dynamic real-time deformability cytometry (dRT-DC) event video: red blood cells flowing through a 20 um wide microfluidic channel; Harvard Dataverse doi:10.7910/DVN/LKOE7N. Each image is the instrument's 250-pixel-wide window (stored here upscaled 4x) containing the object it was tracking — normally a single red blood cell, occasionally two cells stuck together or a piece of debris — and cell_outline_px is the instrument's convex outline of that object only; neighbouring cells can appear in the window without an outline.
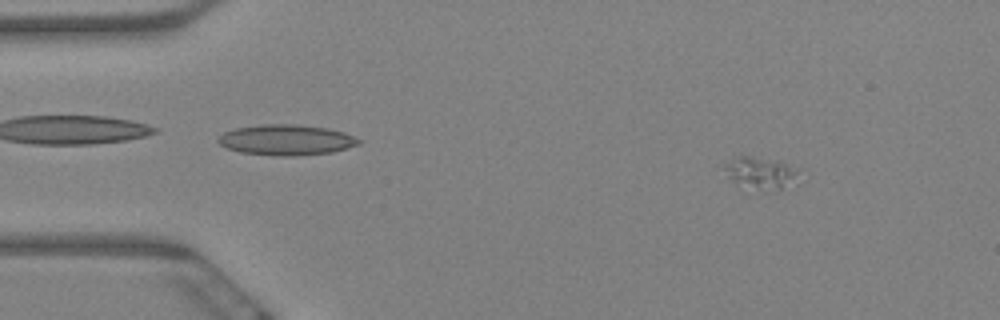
{"species": "Egyptian fruit bat (a non-hibernating species)", "species_latin": "Rousettus aegyptiacus", "temperature_condition": "warm", "stored_images_in_passage": 4, "camera_frame_rate_fps": 3000, "um_per_image_px": 0.085, "animal": {"sex": "female"}, "frame": {"image": 1, "passage_image": 1, "time_ms": 0.0, "image_size_px": [1000, 320], "cell_outline_px": [[804, 168], [780, 188], [764, 192], [740, 192], [728, 176], [724, 168], [724, 164], [736, 156], [752, 156], [780, 160]], "centroid_in_image_um": [64.57, 14.73], "position_along_channel_um": 20.4, "area_um2": 14.74}}
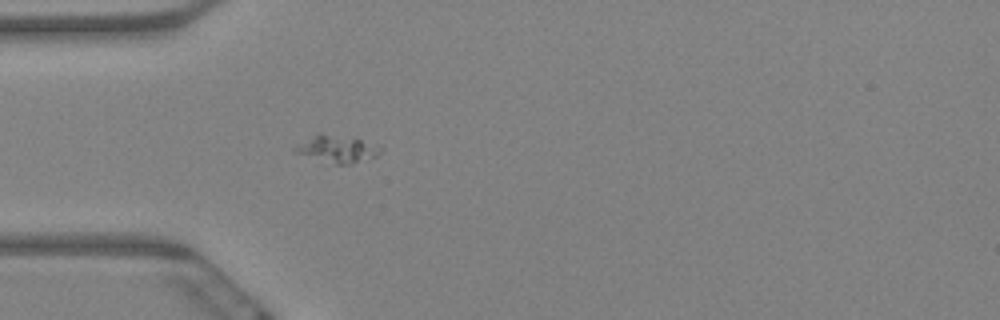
{"frame": {"image": 2, "passage_image": 4, "time_ms": 1.0, "image_size_px": [1000, 320], "cell_outline_px": [[384, 148], [376, 156], [352, 164], [336, 164], [292, 152], [292, 148], [296, 144], [320, 132], [356, 136], [380, 144]], "centroid_in_image_um": [28.71, 12.61], "position_along_channel_um": 56.3, "area_um2": 14.22}}